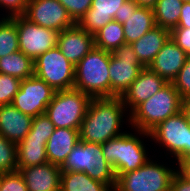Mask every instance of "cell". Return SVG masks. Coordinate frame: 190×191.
<instances>
[{
  "mask_svg": "<svg viewBox=\"0 0 190 191\" xmlns=\"http://www.w3.org/2000/svg\"><path fill=\"white\" fill-rule=\"evenodd\" d=\"M21 80L0 73V105H10L14 96L18 93Z\"/></svg>",
  "mask_w": 190,
  "mask_h": 191,
  "instance_id": "obj_30",
  "label": "cell"
},
{
  "mask_svg": "<svg viewBox=\"0 0 190 191\" xmlns=\"http://www.w3.org/2000/svg\"><path fill=\"white\" fill-rule=\"evenodd\" d=\"M103 156L113 167L116 179L129 171L137 170L148 162L143 141L132 133L121 135L101 144Z\"/></svg>",
  "mask_w": 190,
  "mask_h": 191,
  "instance_id": "obj_5",
  "label": "cell"
},
{
  "mask_svg": "<svg viewBox=\"0 0 190 191\" xmlns=\"http://www.w3.org/2000/svg\"><path fill=\"white\" fill-rule=\"evenodd\" d=\"M11 18L17 26L19 50L33 61L57 46L58 31L32 23L23 15Z\"/></svg>",
  "mask_w": 190,
  "mask_h": 191,
  "instance_id": "obj_11",
  "label": "cell"
},
{
  "mask_svg": "<svg viewBox=\"0 0 190 191\" xmlns=\"http://www.w3.org/2000/svg\"><path fill=\"white\" fill-rule=\"evenodd\" d=\"M54 129L49 117L43 113L33 118L30 132L26 136L45 137V141H48Z\"/></svg>",
  "mask_w": 190,
  "mask_h": 191,
  "instance_id": "obj_31",
  "label": "cell"
},
{
  "mask_svg": "<svg viewBox=\"0 0 190 191\" xmlns=\"http://www.w3.org/2000/svg\"><path fill=\"white\" fill-rule=\"evenodd\" d=\"M33 117L16 109L12 104L0 105V134L18 144L30 132Z\"/></svg>",
  "mask_w": 190,
  "mask_h": 191,
  "instance_id": "obj_19",
  "label": "cell"
},
{
  "mask_svg": "<svg viewBox=\"0 0 190 191\" xmlns=\"http://www.w3.org/2000/svg\"><path fill=\"white\" fill-rule=\"evenodd\" d=\"M55 92L44 80L34 75L21 80L18 93L11 104L22 113L34 118L46 112Z\"/></svg>",
  "mask_w": 190,
  "mask_h": 191,
  "instance_id": "obj_12",
  "label": "cell"
},
{
  "mask_svg": "<svg viewBox=\"0 0 190 191\" xmlns=\"http://www.w3.org/2000/svg\"><path fill=\"white\" fill-rule=\"evenodd\" d=\"M28 0H0V7L10 9L7 17L24 15L27 8Z\"/></svg>",
  "mask_w": 190,
  "mask_h": 191,
  "instance_id": "obj_36",
  "label": "cell"
},
{
  "mask_svg": "<svg viewBox=\"0 0 190 191\" xmlns=\"http://www.w3.org/2000/svg\"><path fill=\"white\" fill-rule=\"evenodd\" d=\"M0 73L24 80L34 76V61L20 50L13 52L0 58Z\"/></svg>",
  "mask_w": 190,
  "mask_h": 191,
  "instance_id": "obj_25",
  "label": "cell"
},
{
  "mask_svg": "<svg viewBox=\"0 0 190 191\" xmlns=\"http://www.w3.org/2000/svg\"><path fill=\"white\" fill-rule=\"evenodd\" d=\"M23 16L32 23L58 32L76 24L58 0H28Z\"/></svg>",
  "mask_w": 190,
  "mask_h": 191,
  "instance_id": "obj_13",
  "label": "cell"
},
{
  "mask_svg": "<svg viewBox=\"0 0 190 191\" xmlns=\"http://www.w3.org/2000/svg\"><path fill=\"white\" fill-rule=\"evenodd\" d=\"M17 171V144L0 134V173Z\"/></svg>",
  "mask_w": 190,
  "mask_h": 191,
  "instance_id": "obj_29",
  "label": "cell"
},
{
  "mask_svg": "<svg viewBox=\"0 0 190 191\" xmlns=\"http://www.w3.org/2000/svg\"><path fill=\"white\" fill-rule=\"evenodd\" d=\"M173 170L149 159L137 170L120 175L113 191H170L172 178L177 172Z\"/></svg>",
  "mask_w": 190,
  "mask_h": 191,
  "instance_id": "obj_7",
  "label": "cell"
},
{
  "mask_svg": "<svg viewBox=\"0 0 190 191\" xmlns=\"http://www.w3.org/2000/svg\"><path fill=\"white\" fill-rule=\"evenodd\" d=\"M45 137L25 136L17 144V171L48 162Z\"/></svg>",
  "mask_w": 190,
  "mask_h": 191,
  "instance_id": "obj_23",
  "label": "cell"
},
{
  "mask_svg": "<svg viewBox=\"0 0 190 191\" xmlns=\"http://www.w3.org/2000/svg\"><path fill=\"white\" fill-rule=\"evenodd\" d=\"M181 111L185 114L186 119L190 123V95L182 99Z\"/></svg>",
  "mask_w": 190,
  "mask_h": 191,
  "instance_id": "obj_40",
  "label": "cell"
},
{
  "mask_svg": "<svg viewBox=\"0 0 190 191\" xmlns=\"http://www.w3.org/2000/svg\"><path fill=\"white\" fill-rule=\"evenodd\" d=\"M34 75L55 91L68 90L74 87L75 65L56 46L34 61Z\"/></svg>",
  "mask_w": 190,
  "mask_h": 191,
  "instance_id": "obj_9",
  "label": "cell"
},
{
  "mask_svg": "<svg viewBox=\"0 0 190 191\" xmlns=\"http://www.w3.org/2000/svg\"><path fill=\"white\" fill-rule=\"evenodd\" d=\"M183 3L190 2V0H181Z\"/></svg>",
  "mask_w": 190,
  "mask_h": 191,
  "instance_id": "obj_43",
  "label": "cell"
},
{
  "mask_svg": "<svg viewBox=\"0 0 190 191\" xmlns=\"http://www.w3.org/2000/svg\"><path fill=\"white\" fill-rule=\"evenodd\" d=\"M170 37L190 56V28H173L170 31Z\"/></svg>",
  "mask_w": 190,
  "mask_h": 191,
  "instance_id": "obj_35",
  "label": "cell"
},
{
  "mask_svg": "<svg viewBox=\"0 0 190 191\" xmlns=\"http://www.w3.org/2000/svg\"><path fill=\"white\" fill-rule=\"evenodd\" d=\"M125 109L121 97L92 98L79 128V139L103 144L121 135Z\"/></svg>",
  "mask_w": 190,
  "mask_h": 191,
  "instance_id": "obj_1",
  "label": "cell"
},
{
  "mask_svg": "<svg viewBox=\"0 0 190 191\" xmlns=\"http://www.w3.org/2000/svg\"><path fill=\"white\" fill-rule=\"evenodd\" d=\"M19 51V38L15 21L10 17L0 20V58Z\"/></svg>",
  "mask_w": 190,
  "mask_h": 191,
  "instance_id": "obj_28",
  "label": "cell"
},
{
  "mask_svg": "<svg viewBox=\"0 0 190 191\" xmlns=\"http://www.w3.org/2000/svg\"><path fill=\"white\" fill-rule=\"evenodd\" d=\"M123 25L125 43L131 44L156 26L153 8L138 6L129 8V15Z\"/></svg>",
  "mask_w": 190,
  "mask_h": 191,
  "instance_id": "obj_22",
  "label": "cell"
},
{
  "mask_svg": "<svg viewBox=\"0 0 190 191\" xmlns=\"http://www.w3.org/2000/svg\"><path fill=\"white\" fill-rule=\"evenodd\" d=\"M188 56L170 37L148 68L167 82H172Z\"/></svg>",
  "mask_w": 190,
  "mask_h": 191,
  "instance_id": "obj_16",
  "label": "cell"
},
{
  "mask_svg": "<svg viewBox=\"0 0 190 191\" xmlns=\"http://www.w3.org/2000/svg\"><path fill=\"white\" fill-rule=\"evenodd\" d=\"M91 99L90 96L75 88L59 90L55 92L45 114L55 128L79 130Z\"/></svg>",
  "mask_w": 190,
  "mask_h": 191,
  "instance_id": "obj_6",
  "label": "cell"
},
{
  "mask_svg": "<svg viewBox=\"0 0 190 191\" xmlns=\"http://www.w3.org/2000/svg\"><path fill=\"white\" fill-rule=\"evenodd\" d=\"M79 140V130L55 128L46 143L48 162L61 167Z\"/></svg>",
  "mask_w": 190,
  "mask_h": 191,
  "instance_id": "obj_20",
  "label": "cell"
},
{
  "mask_svg": "<svg viewBox=\"0 0 190 191\" xmlns=\"http://www.w3.org/2000/svg\"><path fill=\"white\" fill-rule=\"evenodd\" d=\"M138 5L133 0H127L121 6L119 12H116L114 21H117L121 24L126 22V18L129 15V8H137Z\"/></svg>",
  "mask_w": 190,
  "mask_h": 191,
  "instance_id": "obj_38",
  "label": "cell"
},
{
  "mask_svg": "<svg viewBox=\"0 0 190 191\" xmlns=\"http://www.w3.org/2000/svg\"><path fill=\"white\" fill-rule=\"evenodd\" d=\"M143 68L131 44H122L110 52V97H121Z\"/></svg>",
  "mask_w": 190,
  "mask_h": 191,
  "instance_id": "obj_10",
  "label": "cell"
},
{
  "mask_svg": "<svg viewBox=\"0 0 190 191\" xmlns=\"http://www.w3.org/2000/svg\"><path fill=\"white\" fill-rule=\"evenodd\" d=\"M149 134L174 154L178 166L190 158V123L182 111L160 122Z\"/></svg>",
  "mask_w": 190,
  "mask_h": 191,
  "instance_id": "obj_8",
  "label": "cell"
},
{
  "mask_svg": "<svg viewBox=\"0 0 190 191\" xmlns=\"http://www.w3.org/2000/svg\"><path fill=\"white\" fill-rule=\"evenodd\" d=\"M179 168L190 178V162H183Z\"/></svg>",
  "mask_w": 190,
  "mask_h": 191,
  "instance_id": "obj_42",
  "label": "cell"
},
{
  "mask_svg": "<svg viewBox=\"0 0 190 191\" xmlns=\"http://www.w3.org/2000/svg\"><path fill=\"white\" fill-rule=\"evenodd\" d=\"M178 169L172 178L170 191H190V178Z\"/></svg>",
  "mask_w": 190,
  "mask_h": 191,
  "instance_id": "obj_37",
  "label": "cell"
},
{
  "mask_svg": "<svg viewBox=\"0 0 190 191\" xmlns=\"http://www.w3.org/2000/svg\"><path fill=\"white\" fill-rule=\"evenodd\" d=\"M138 6L153 8L158 0H133Z\"/></svg>",
  "mask_w": 190,
  "mask_h": 191,
  "instance_id": "obj_41",
  "label": "cell"
},
{
  "mask_svg": "<svg viewBox=\"0 0 190 191\" xmlns=\"http://www.w3.org/2000/svg\"><path fill=\"white\" fill-rule=\"evenodd\" d=\"M94 42L96 48L112 52L125 44L123 25L114 20L109 22L94 35Z\"/></svg>",
  "mask_w": 190,
  "mask_h": 191,
  "instance_id": "obj_27",
  "label": "cell"
},
{
  "mask_svg": "<svg viewBox=\"0 0 190 191\" xmlns=\"http://www.w3.org/2000/svg\"><path fill=\"white\" fill-rule=\"evenodd\" d=\"M172 84L182 99L190 95V56L187 57Z\"/></svg>",
  "mask_w": 190,
  "mask_h": 191,
  "instance_id": "obj_33",
  "label": "cell"
},
{
  "mask_svg": "<svg viewBox=\"0 0 190 191\" xmlns=\"http://www.w3.org/2000/svg\"><path fill=\"white\" fill-rule=\"evenodd\" d=\"M168 82L157 73L144 67L137 79L121 96L123 104L126 108H130L132 112L139 104L146 101L149 97L156 94Z\"/></svg>",
  "mask_w": 190,
  "mask_h": 191,
  "instance_id": "obj_15",
  "label": "cell"
},
{
  "mask_svg": "<svg viewBox=\"0 0 190 191\" xmlns=\"http://www.w3.org/2000/svg\"><path fill=\"white\" fill-rule=\"evenodd\" d=\"M125 1L127 0H92L91 8L76 24L94 36L114 20L116 12H119Z\"/></svg>",
  "mask_w": 190,
  "mask_h": 191,
  "instance_id": "obj_17",
  "label": "cell"
},
{
  "mask_svg": "<svg viewBox=\"0 0 190 191\" xmlns=\"http://www.w3.org/2000/svg\"><path fill=\"white\" fill-rule=\"evenodd\" d=\"M182 109V98L174 88L172 82H168L152 97L139 104L130 114L129 123L140 133L150 136L160 122L174 116Z\"/></svg>",
  "mask_w": 190,
  "mask_h": 191,
  "instance_id": "obj_2",
  "label": "cell"
},
{
  "mask_svg": "<svg viewBox=\"0 0 190 191\" xmlns=\"http://www.w3.org/2000/svg\"><path fill=\"white\" fill-rule=\"evenodd\" d=\"M111 188V189H110ZM108 184L93 180L85 172L61 171L60 191H111Z\"/></svg>",
  "mask_w": 190,
  "mask_h": 191,
  "instance_id": "obj_24",
  "label": "cell"
},
{
  "mask_svg": "<svg viewBox=\"0 0 190 191\" xmlns=\"http://www.w3.org/2000/svg\"><path fill=\"white\" fill-rule=\"evenodd\" d=\"M169 38L170 30L156 25L131 46L140 63L148 67Z\"/></svg>",
  "mask_w": 190,
  "mask_h": 191,
  "instance_id": "obj_21",
  "label": "cell"
},
{
  "mask_svg": "<svg viewBox=\"0 0 190 191\" xmlns=\"http://www.w3.org/2000/svg\"><path fill=\"white\" fill-rule=\"evenodd\" d=\"M57 47L68 61L76 65L95 48L94 36L75 24L59 32Z\"/></svg>",
  "mask_w": 190,
  "mask_h": 191,
  "instance_id": "obj_14",
  "label": "cell"
},
{
  "mask_svg": "<svg viewBox=\"0 0 190 191\" xmlns=\"http://www.w3.org/2000/svg\"><path fill=\"white\" fill-rule=\"evenodd\" d=\"M18 171L23 176L28 191H60V166L47 162Z\"/></svg>",
  "mask_w": 190,
  "mask_h": 191,
  "instance_id": "obj_18",
  "label": "cell"
},
{
  "mask_svg": "<svg viewBox=\"0 0 190 191\" xmlns=\"http://www.w3.org/2000/svg\"><path fill=\"white\" fill-rule=\"evenodd\" d=\"M61 171L85 172L93 180L115 188L116 175L113 167L103 156L101 144L79 140L60 167Z\"/></svg>",
  "mask_w": 190,
  "mask_h": 191,
  "instance_id": "obj_4",
  "label": "cell"
},
{
  "mask_svg": "<svg viewBox=\"0 0 190 191\" xmlns=\"http://www.w3.org/2000/svg\"><path fill=\"white\" fill-rule=\"evenodd\" d=\"M67 10L70 17L77 23L91 8L92 0H58Z\"/></svg>",
  "mask_w": 190,
  "mask_h": 191,
  "instance_id": "obj_34",
  "label": "cell"
},
{
  "mask_svg": "<svg viewBox=\"0 0 190 191\" xmlns=\"http://www.w3.org/2000/svg\"><path fill=\"white\" fill-rule=\"evenodd\" d=\"M175 28H190V2L183 3L178 26Z\"/></svg>",
  "mask_w": 190,
  "mask_h": 191,
  "instance_id": "obj_39",
  "label": "cell"
},
{
  "mask_svg": "<svg viewBox=\"0 0 190 191\" xmlns=\"http://www.w3.org/2000/svg\"><path fill=\"white\" fill-rule=\"evenodd\" d=\"M0 191H28L19 171L1 173Z\"/></svg>",
  "mask_w": 190,
  "mask_h": 191,
  "instance_id": "obj_32",
  "label": "cell"
},
{
  "mask_svg": "<svg viewBox=\"0 0 190 191\" xmlns=\"http://www.w3.org/2000/svg\"><path fill=\"white\" fill-rule=\"evenodd\" d=\"M182 5L181 0H158L153 7L155 24L170 31L177 27Z\"/></svg>",
  "mask_w": 190,
  "mask_h": 191,
  "instance_id": "obj_26",
  "label": "cell"
},
{
  "mask_svg": "<svg viewBox=\"0 0 190 191\" xmlns=\"http://www.w3.org/2000/svg\"><path fill=\"white\" fill-rule=\"evenodd\" d=\"M110 52L93 48L75 65V89L91 98L110 97Z\"/></svg>",
  "mask_w": 190,
  "mask_h": 191,
  "instance_id": "obj_3",
  "label": "cell"
}]
</instances>
